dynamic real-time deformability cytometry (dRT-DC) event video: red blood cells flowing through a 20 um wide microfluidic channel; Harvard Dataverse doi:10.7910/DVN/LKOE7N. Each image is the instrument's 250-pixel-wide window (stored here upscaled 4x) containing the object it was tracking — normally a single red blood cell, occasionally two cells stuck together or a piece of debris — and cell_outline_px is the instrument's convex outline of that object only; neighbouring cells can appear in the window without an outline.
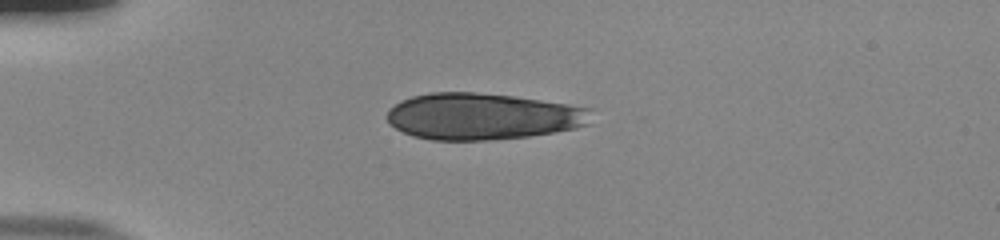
{"species": "human", "species_latin": "Homo sapiens", "temperature_condition": "room temperature", "stored_images_in_passage": 40, "camera_frame_rate_fps": 3000, "um_per_image_px": 0.085, "donor": {"sex": "male"}, "frame": {"image": 1, "passage_image": 1, "time_ms": 0.0, "image_size_px": [1000, 240], "cell_outline_px": [[592, 108], [588, 124], [576, 128], [528, 136], [484, 140], [432, 140], [412, 136], [396, 128], [388, 120], [388, 108], [400, 100], [412, 96], [428, 92], [476, 92], [512, 96], [568, 104]], "centroid_in_image_um": [40.99, 9.88], "position_along_channel_um": 44.0, "area_um2": 55.31}, "authors_computed_cell_mechanics": {"area_um2": 32.0501, "velocity_mm_per_s": 3.8773, "shape_relaxation_time_tau1_ms": 1.8673, "shape_relaxation_time_tau2_ms": null, "deformation_change_tau1": 0.3046, "deformation_change_tau2": null}}